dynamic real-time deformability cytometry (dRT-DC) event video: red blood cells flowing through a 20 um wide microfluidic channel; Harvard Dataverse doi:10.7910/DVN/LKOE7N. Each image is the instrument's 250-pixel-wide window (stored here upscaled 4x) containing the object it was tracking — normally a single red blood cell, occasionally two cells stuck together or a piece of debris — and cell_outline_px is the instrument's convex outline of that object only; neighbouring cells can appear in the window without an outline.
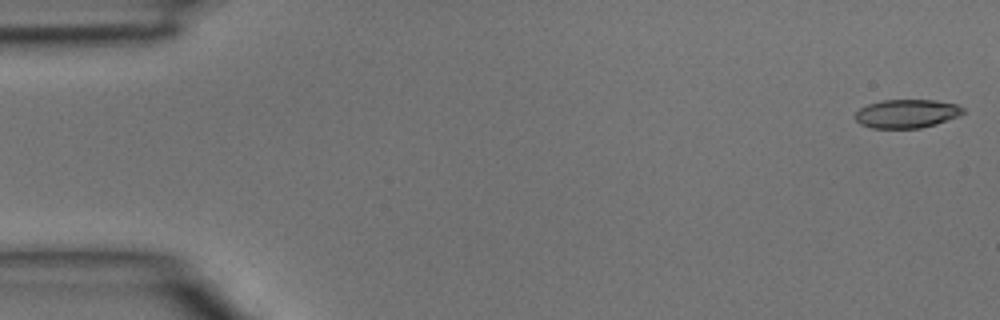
{"species": "common noctule bat (a hibernating species)", "species_latin": "Nyctalus noctula", "temperature_condition": "room temperature", "stored_images_in_passage": 4, "camera_frame_rate_fps": 3000, "um_per_image_px": 0.085, "animal": {"sex": "male", "body_mass_g": 15.6}, "frame": {"image": 1, "passage_image": 1, "time_ms": 0.0, "image_size_px": [1000, 320], "cell_outline_px": [[964, 112], [956, 116], [936, 124], [920, 128], [872, 128], [860, 124], [856, 120], [856, 112], [860, 108], [868, 104], [884, 100], [936, 100], [956, 104], [964, 108]], "centroid_in_image_um": [77.06, 9.66], "position_along_channel_um": 7.9, "area_um2": 17.8}}
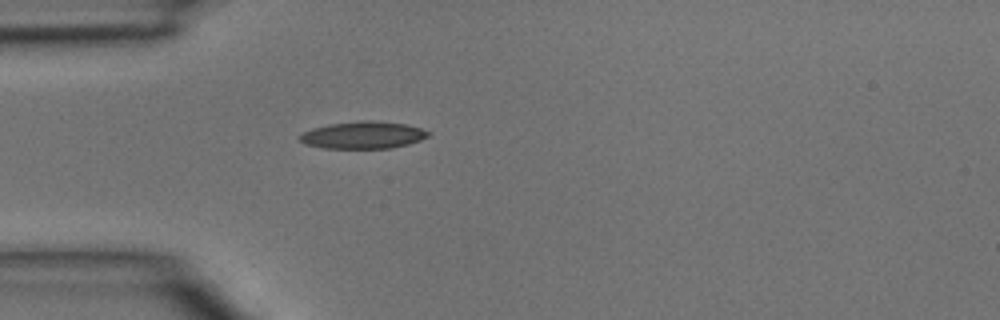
{"frame": {"image": 2, "passage_image": 4, "time_ms": 1.0, "image_size_px": [1000, 320], "cell_outline_px": [[432, 132], [428, 136], [420, 140], [408, 144], [392, 148], [324, 148], [304, 144], [300, 140], [300, 136], [304, 132], [312, 128], [328, 124], [372, 120], [408, 124]], "centroid_in_image_um": [30.89, 11.48], "position_along_channel_um": 54.1, "area_um2": 20.29}}